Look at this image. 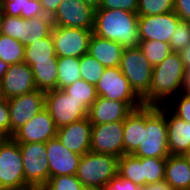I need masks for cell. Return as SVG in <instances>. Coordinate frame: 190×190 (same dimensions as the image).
I'll return each mask as SVG.
<instances>
[{"label": "cell", "mask_w": 190, "mask_h": 190, "mask_svg": "<svg viewBox=\"0 0 190 190\" xmlns=\"http://www.w3.org/2000/svg\"><path fill=\"white\" fill-rule=\"evenodd\" d=\"M45 108L57 128L87 118L89 111L82 102L70 97L63 89L45 91Z\"/></svg>", "instance_id": "obj_6"}, {"label": "cell", "mask_w": 190, "mask_h": 190, "mask_svg": "<svg viewBox=\"0 0 190 190\" xmlns=\"http://www.w3.org/2000/svg\"><path fill=\"white\" fill-rule=\"evenodd\" d=\"M175 97L172 99L174 101L171 100V103L167 102L165 106L169 109L172 108L170 111L174 115L190 123V93L181 92Z\"/></svg>", "instance_id": "obj_38"}, {"label": "cell", "mask_w": 190, "mask_h": 190, "mask_svg": "<svg viewBox=\"0 0 190 190\" xmlns=\"http://www.w3.org/2000/svg\"><path fill=\"white\" fill-rule=\"evenodd\" d=\"M167 136L164 105H146V129H143L142 143L133 155L141 158H167L170 155Z\"/></svg>", "instance_id": "obj_3"}, {"label": "cell", "mask_w": 190, "mask_h": 190, "mask_svg": "<svg viewBox=\"0 0 190 190\" xmlns=\"http://www.w3.org/2000/svg\"><path fill=\"white\" fill-rule=\"evenodd\" d=\"M119 68L131 88L142 99L149 92L153 67L139 46L124 48Z\"/></svg>", "instance_id": "obj_5"}, {"label": "cell", "mask_w": 190, "mask_h": 190, "mask_svg": "<svg viewBox=\"0 0 190 190\" xmlns=\"http://www.w3.org/2000/svg\"><path fill=\"white\" fill-rule=\"evenodd\" d=\"M180 22L181 19L174 11L161 15L139 16L140 42L156 40L169 44L170 38Z\"/></svg>", "instance_id": "obj_14"}, {"label": "cell", "mask_w": 190, "mask_h": 190, "mask_svg": "<svg viewBox=\"0 0 190 190\" xmlns=\"http://www.w3.org/2000/svg\"><path fill=\"white\" fill-rule=\"evenodd\" d=\"M70 97L82 102L88 109L96 101V87L89 82L79 79L63 89Z\"/></svg>", "instance_id": "obj_31"}, {"label": "cell", "mask_w": 190, "mask_h": 190, "mask_svg": "<svg viewBox=\"0 0 190 190\" xmlns=\"http://www.w3.org/2000/svg\"><path fill=\"white\" fill-rule=\"evenodd\" d=\"M117 175L122 179L144 187V171L141 157H136L133 154L121 156L118 160Z\"/></svg>", "instance_id": "obj_28"}, {"label": "cell", "mask_w": 190, "mask_h": 190, "mask_svg": "<svg viewBox=\"0 0 190 190\" xmlns=\"http://www.w3.org/2000/svg\"><path fill=\"white\" fill-rule=\"evenodd\" d=\"M138 46L152 67L163 62L171 53L169 44L161 41H143Z\"/></svg>", "instance_id": "obj_32"}, {"label": "cell", "mask_w": 190, "mask_h": 190, "mask_svg": "<svg viewBox=\"0 0 190 190\" xmlns=\"http://www.w3.org/2000/svg\"><path fill=\"white\" fill-rule=\"evenodd\" d=\"M3 15L30 19L44 15L40 0H0Z\"/></svg>", "instance_id": "obj_26"}, {"label": "cell", "mask_w": 190, "mask_h": 190, "mask_svg": "<svg viewBox=\"0 0 190 190\" xmlns=\"http://www.w3.org/2000/svg\"><path fill=\"white\" fill-rule=\"evenodd\" d=\"M7 138H8L7 136H5L4 134H1V133H0V147H1V145L3 144V142H4Z\"/></svg>", "instance_id": "obj_52"}, {"label": "cell", "mask_w": 190, "mask_h": 190, "mask_svg": "<svg viewBox=\"0 0 190 190\" xmlns=\"http://www.w3.org/2000/svg\"><path fill=\"white\" fill-rule=\"evenodd\" d=\"M102 190H144V187L136 185L129 180L122 179L117 175Z\"/></svg>", "instance_id": "obj_42"}, {"label": "cell", "mask_w": 190, "mask_h": 190, "mask_svg": "<svg viewBox=\"0 0 190 190\" xmlns=\"http://www.w3.org/2000/svg\"><path fill=\"white\" fill-rule=\"evenodd\" d=\"M36 89L32 69L25 62L9 65L0 80V97L5 99L31 93Z\"/></svg>", "instance_id": "obj_15"}, {"label": "cell", "mask_w": 190, "mask_h": 190, "mask_svg": "<svg viewBox=\"0 0 190 190\" xmlns=\"http://www.w3.org/2000/svg\"><path fill=\"white\" fill-rule=\"evenodd\" d=\"M10 113V137L45 108V91H35L7 99Z\"/></svg>", "instance_id": "obj_11"}, {"label": "cell", "mask_w": 190, "mask_h": 190, "mask_svg": "<svg viewBox=\"0 0 190 190\" xmlns=\"http://www.w3.org/2000/svg\"><path fill=\"white\" fill-rule=\"evenodd\" d=\"M119 158L89 151L81 156L76 177L88 190H102L117 176Z\"/></svg>", "instance_id": "obj_4"}, {"label": "cell", "mask_w": 190, "mask_h": 190, "mask_svg": "<svg viewBox=\"0 0 190 190\" xmlns=\"http://www.w3.org/2000/svg\"><path fill=\"white\" fill-rule=\"evenodd\" d=\"M58 77L57 89H64L81 79L80 58L76 57H58Z\"/></svg>", "instance_id": "obj_29"}, {"label": "cell", "mask_w": 190, "mask_h": 190, "mask_svg": "<svg viewBox=\"0 0 190 190\" xmlns=\"http://www.w3.org/2000/svg\"><path fill=\"white\" fill-rule=\"evenodd\" d=\"M83 3L89 5L91 8H93L94 10L99 9L101 3L103 0H80Z\"/></svg>", "instance_id": "obj_49"}, {"label": "cell", "mask_w": 190, "mask_h": 190, "mask_svg": "<svg viewBox=\"0 0 190 190\" xmlns=\"http://www.w3.org/2000/svg\"><path fill=\"white\" fill-rule=\"evenodd\" d=\"M138 14L122 9H97L93 34L118 42L124 48L137 47L140 43Z\"/></svg>", "instance_id": "obj_2"}, {"label": "cell", "mask_w": 190, "mask_h": 190, "mask_svg": "<svg viewBox=\"0 0 190 190\" xmlns=\"http://www.w3.org/2000/svg\"><path fill=\"white\" fill-rule=\"evenodd\" d=\"M144 190H175L165 180L150 183L144 186Z\"/></svg>", "instance_id": "obj_45"}, {"label": "cell", "mask_w": 190, "mask_h": 190, "mask_svg": "<svg viewBox=\"0 0 190 190\" xmlns=\"http://www.w3.org/2000/svg\"><path fill=\"white\" fill-rule=\"evenodd\" d=\"M184 70L179 52L171 51L163 62L153 67L149 92L142 98V103L162 106L166 105V101L170 102L182 92Z\"/></svg>", "instance_id": "obj_1"}, {"label": "cell", "mask_w": 190, "mask_h": 190, "mask_svg": "<svg viewBox=\"0 0 190 190\" xmlns=\"http://www.w3.org/2000/svg\"><path fill=\"white\" fill-rule=\"evenodd\" d=\"M51 34L25 46L24 62L32 67L37 62L57 61Z\"/></svg>", "instance_id": "obj_25"}, {"label": "cell", "mask_w": 190, "mask_h": 190, "mask_svg": "<svg viewBox=\"0 0 190 190\" xmlns=\"http://www.w3.org/2000/svg\"><path fill=\"white\" fill-rule=\"evenodd\" d=\"M51 18L53 26L93 30L95 10L80 0H64Z\"/></svg>", "instance_id": "obj_13"}, {"label": "cell", "mask_w": 190, "mask_h": 190, "mask_svg": "<svg viewBox=\"0 0 190 190\" xmlns=\"http://www.w3.org/2000/svg\"><path fill=\"white\" fill-rule=\"evenodd\" d=\"M49 162V179L60 175H76L81 155L68 150L57 137L45 143Z\"/></svg>", "instance_id": "obj_17"}, {"label": "cell", "mask_w": 190, "mask_h": 190, "mask_svg": "<svg viewBox=\"0 0 190 190\" xmlns=\"http://www.w3.org/2000/svg\"><path fill=\"white\" fill-rule=\"evenodd\" d=\"M92 124L88 117L57 129L56 137L68 150L79 155L91 151Z\"/></svg>", "instance_id": "obj_18"}, {"label": "cell", "mask_w": 190, "mask_h": 190, "mask_svg": "<svg viewBox=\"0 0 190 190\" xmlns=\"http://www.w3.org/2000/svg\"><path fill=\"white\" fill-rule=\"evenodd\" d=\"M31 69L38 90L48 91L57 89V61L37 62Z\"/></svg>", "instance_id": "obj_27"}, {"label": "cell", "mask_w": 190, "mask_h": 190, "mask_svg": "<svg viewBox=\"0 0 190 190\" xmlns=\"http://www.w3.org/2000/svg\"><path fill=\"white\" fill-rule=\"evenodd\" d=\"M185 68H190V44L179 52Z\"/></svg>", "instance_id": "obj_47"}, {"label": "cell", "mask_w": 190, "mask_h": 190, "mask_svg": "<svg viewBox=\"0 0 190 190\" xmlns=\"http://www.w3.org/2000/svg\"><path fill=\"white\" fill-rule=\"evenodd\" d=\"M25 184L19 143L8 137L0 147V190H10Z\"/></svg>", "instance_id": "obj_8"}, {"label": "cell", "mask_w": 190, "mask_h": 190, "mask_svg": "<svg viewBox=\"0 0 190 190\" xmlns=\"http://www.w3.org/2000/svg\"><path fill=\"white\" fill-rule=\"evenodd\" d=\"M8 68H9V65L0 59V80L3 78Z\"/></svg>", "instance_id": "obj_50"}, {"label": "cell", "mask_w": 190, "mask_h": 190, "mask_svg": "<svg viewBox=\"0 0 190 190\" xmlns=\"http://www.w3.org/2000/svg\"><path fill=\"white\" fill-rule=\"evenodd\" d=\"M144 171V186L165 178L166 158H141Z\"/></svg>", "instance_id": "obj_34"}, {"label": "cell", "mask_w": 190, "mask_h": 190, "mask_svg": "<svg viewBox=\"0 0 190 190\" xmlns=\"http://www.w3.org/2000/svg\"><path fill=\"white\" fill-rule=\"evenodd\" d=\"M44 190H88L76 175H60L51 177L44 185Z\"/></svg>", "instance_id": "obj_36"}, {"label": "cell", "mask_w": 190, "mask_h": 190, "mask_svg": "<svg viewBox=\"0 0 190 190\" xmlns=\"http://www.w3.org/2000/svg\"><path fill=\"white\" fill-rule=\"evenodd\" d=\"M26 184L45 185L49 180V162L44 142L19 143Z\"/></svg>", "instance_id": "obj_10"}, {"label": "cell", "mask_w": 190, "mask_h": 190, "mask_svg": "<svg viewBox=\"0 0 190 190\" xmlns=\"http://www.w3.org/2000/svg\"><path fill=\"white\" fill-rule=\"evenodd\" d=\"M97 96L125 102L132 110L142 107V99L131 88L129 81L118 67L105 68L95 85Z\"/></svg>", "instance_id": "obj_7"}, {"label": "cell", "mask_w": 190, "mask_h": 190, "mask_svg": "<svg viewBox=\"0 0 190 190\" xmlns=\"http://www.w3.org/2000/svg\"><path fill=\"white\" fill-rule=\"evenodd\" d=\"M0 133L10 137V113L8 101L0 97Z\"/></svg>", "instance_id": "obj_41"}, {"label": "cell", "mask_w": 190, "mask_h": 190, "mask_svg": "<svg viewBox=\"0 0 190 190\" xmlns=\"http://www.w3.org/2000/svg\"><path fill=\"white\" fill-rule=\"evenodd\" d=\"M10 190H44V186L40 184H25Z\"/></svg>", "instance_id": "obj_48"}, {"label": "cell", "mask_w": 190, "mask_h": 190, "mask_svg": "<svg viewBox=\"0 0 190 190\" xmlns=\"http://www.w3.org/2000/svg\"><path fill=\"white\" fill-rule=\"evenodd\" d=\"M62 1L64 0H40L44 15L52 17Z\"/></svg>", "instance_id": "obj_44"}, {"label": "cell", "mask_w": 190, "mask_h": 190, "mask_svg": "<svg viewBox=\"0 0 190 190\" xmlns=\"http://www.w3.org/2000/svg\"><path fill=\"white\" fill-rule=\"evenodd\" d=\"M93 30L53 26L51 36L57 57H76L88 53Z\"/></svg>", "instance_id": "obj_9"}, {"label": "cell", "mask_w": 190, "mask_h": 190, "mask_svg": "<svg viewBox=\"0 0 190 190\" xmlns=\"http://www.w3.org/2000/svg\"><path fill=\"white\" fill-rule=\"evenodd\" d=\"M123 121L92 125L91 151L120 158L124 155Z\"/></svg>", "instance_id": "obj_12"}, {"label": "cell", "mask_w": 190, "mask_h": 190, "mask_svg": "<svg viewBox=\"0 0 190 190\" xmlns=\"http://www.w3.org/2000/svg\"><path fill=\"white\" fill-rule=\"evenodd\" d=\"M2 17H3V12L0 6V28H1V21H2Z\"/></svg>", "instance_id": "obj_53"}, {"label": "cell", "mask_w": 190, "mask_h": 190, "mask_svg": "<svg viewBox=\"0 0 190 190\" xmlns=\"http://www.w3.org/2000/svg\"><path fill=\"white\" fill-rule=\"evenodd\" d=\"M138 0H103L99 9H122L127 12L137 13Z\"/></svg>", "instance_id": "obj_40"}, {"label": "cell", "mask_w": 190, "mask_h": 190, "mask_svg": "<svg viewBox=\"0 0 190 190\" xmlns=\"http://www.w3.org/2000/svg\"><path fill=\"white\" fill-rule=\"evenodd\" d=\"M170 155H183L190 149V123L174 115L164 106Z\"/></svg>", "instance_id": "obj_20"}, {"label": "cell", "mask_w": 190, "mask_h": 190, "mask_svg": "<svg viewBox=\"0 0 190 190\" xmlns=\"http://www.w3.org/2000/svg\"><path fill=\"white\" fill-rule=\"evenodd\" d=\"M124 155L133 154L142 143L146 129V105L133 110L123 121Z\"/></svg>", "instance_id": "obj_21"}, {"label": "cell", "mask_w": 190, "mask_h": 190, "mask_svg": "<svg viewBox=\"0 0 190 190\" xmlns=\"http://www.w3.org/2000/svg\"><path fill=\"white\" fill-rule=\"evenodd\" d=\"M22 17L3 15L0 33L21 42Z\"/></svg>", "instance_id": "obj_39"}, {"label": "cell", "mask_w": 190, "mask_h": 190, "mask_svg": "<svg viewBox=\"0 0 190 190\" xmlns=\"http://www.w3.org/2000/svg\"><path fill=\"white\" fill-rule=\"evenodd\" d=\"M133 110L125 103L97 96L90 106L88 119L92 125L124 121Z\"/></svg>", "instance_id": "obj_19"}, {"label": "cell", "mask_w": 190, "mask_h": 190, "mask_svg": "<svg viewBox=\"0 0 190 190\" xmlns=\"http://www.w3.org/2000/svg\"><path fill=\"white\" fill-rule=\"evenodd\" d=\"M53 28L52 18L42 15L30 19L22 18L21 43L25 46L48 37Z\"/></svg>", "instance_id": "obj_24"}, {"label": "cell", "mask_w": 190, "mask_h": 190, "mask_svg": "<svg viewBox=\"0 0 190 190\" xmlns=\"http://www.w3.org/2000/svg\"><path fill=\"white\" fill-rule=\"evenodd\" d=\"M25 45L0 33V59L8 65L24 62Z\"/></svg>", "instance_id": "obj_30"}, {"label": "cell", "mask_w": 190, "mask_h": 190, "mask_svg": "<svg viewBox=\"0 0 190 190\" xmlns=\"http://www.w3.org/2000/svg\"><path fill=\"white\" fill-rule=\"evenodd\" d=\"M164 180L175 190H187L190 185V166L182 155L166 158Z\"/></svg>", "instance_id": "obj_23"}, {"label": "cell", "mask_w": 190, "mask_h": 190, "mask_svg": "<svg viewBox=\"0 0 190 190\" xmlns=\"http://www.w3.org/2000/svg\"><path fill=\"white\" fill-rule=\"evenodd\" d=\"M182 92L190 93V68H185L184 70Z\"/></svg>", "instance_id": "obj_46"}, {"label": "cell", "mask_w": 190, "mask_h": 190, "mask_svg": "<svg viewBox=\"0 0 190 190\" xmlns=\"http://www.w3.org/2000/svg\"><path fill=\"white\" fill-rule=\"evenodd\" d=\"M124 47L118 42L92 34L89 41L88 54L99 61L105 68L120 65Z\"/></svg>", "instance_id": "obj_22"}, {"label": "cell", "mask_w": 190, "mask_h": 190, "mask_svg": "<svg viewBox=\"0 0 190 190\" xmlns=\"http://www.w3.org/2000/svg\"><path fill=\"white\" fill-rule=\"evenodd\" d=\"M104 71L105 67L90 54L86 53L80 57L81 79L96 85Z\"/></svg>", "instance_id": "obj_33"}, {"label": "cell", "mask_w": 190, "mask_h": 190, "mask_svg": "<svg viewBox=\"0 0 190 190\" xmlns=\"http://www.w3.org/2000/svg\"><path fill=\"white\" fill-rule=\"evenodd\" d=\"M174 11V0H138V16L161 15Z\"/></svg>", "instance_id": "obj_35"}, {"label": "cell", "mask_w": 190, "mask_h": 190, "mask_svg": "<svg viewBox=\"0 0 190 190\" xmlns=\"http://www.w3.org/2000/svg\"><path fill=\"white\" fill-rule=\"evenodd\" d=\"M182 156L187 160V162L190 166V149L188 151H186Z\"/></svg>", "instance_id": "obj_51"}, {"label": "cell", "mask_w": 190, "mask_h": 190, "mask_svg": "<svg viewBox=\"0 0 190 190\" xmlns=\"http://www.w3.org/2000/svg\"><path fill=\"white\" fill-rule=\"evenodd\" d=\"M57 129L48 110L44 108L19 128L12 138L18 143H46L56 137Z\"/></svg>", "instance_id": "obj_16"}, {"label": "cell", "mask_w": 190, "mask_h": 190, "mask_svg": "<svg viewBox=\"0 0 190 190\" xmlns=\"http://www.w3.org/2000/svg\"><path fill=\"white\" fill-rule=\"evenodd\" d=\"M174 12L181 21L190 22V0H174Z\"/></svg>", "instance_id": "obj_43"}, {"label": "cell", "mask_w": 190, "mask_h": 190, "mask_svg": "<svg viewBox=\"0 0 190 190\" xmlns=\"http://www.w3.org/2000/svg\"><path fill=\"white\" fill-rule=\"evenodd\" d=\"M190 44V22L181 21L172 34L169 46L172 52H180Z\"/></svg>", "instance_id": "obj_37"}]
</instances>
